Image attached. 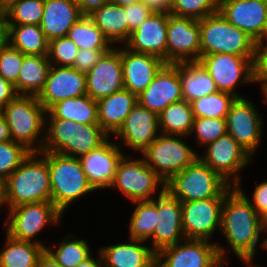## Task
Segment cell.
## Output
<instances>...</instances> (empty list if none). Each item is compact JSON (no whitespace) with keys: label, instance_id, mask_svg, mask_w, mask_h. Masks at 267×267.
Segmentation results:
<instances>
[{"label":"cell","instance_id":"cell-22","mask_svg":"<svg viewBox=\"0 0 267 267\" xmlns=\"http://www.w3.org/2000/svg\"><path fill=\"white\" fill-rule=\"evenodd\" d=\"M183 100L177 64H165L151 84L137 96L138 104L159 115L170 104Z\"/></svg>","mask_w":267,"mask_h":267},{"label":"cell","instance_id":"cell-16","mask_svg":"<svg viewBox=\"0 0 267 267\" xmlns=\"http://www.w3.org/2000/svg\"><path fill=\"white\" fill-rule=\"evenodd\" d=\"M200 58L199 20L169 14L166 64L199 61Z\"/></svg>","mask_w":267,"mask_h":267},{"label":"cell","instance_id":"cell-57","mask_svg":"<svg viewBox=\"0 0 267 267\" xmlns=\"http://www.w3.org/2000/svg\"><path fill=\"white\" fill-rule=\"evenodd\" d=\"M4 210H6L5 180L0 178V215Z\"/></svg>","mask_w":267,"mask_h":267},{"label":"cell","instance_id":"cell-44","mask_svg":"<svg viewBox=\"0 0 267 267\" xmlns=\"http://www.w3.org/2000/svg\"><path fill=\"white\" fill-rule=\"evenodd\" d=\"M79 48L67 36L49 41L48 60L53 66L73 67Z\"/></svg>","mask_w":267,"mask_h":267},{"label":"cell","instance_id":"cell-45","mask_svg":"<svg viewBox=\"0 0 267 267\" xmlns=\"http://www.w3.org/2000/svg\"><path fill=\"white\" fill-rule=\"evenodd\" d=\"M25 55L7 43L0 50V76L12 83L17 91V78Z\"/></svg>","mask_w":267,"mask_h":267},{"label":"cell","instance_id":"cell-48","mask_svg":"<svg viewBox=\"0 0 267 267\" xmlns=\"http://www.w3.org/2000/svg\"><path fill=\"white\" fill-rule=\"evenodd\" d=\"M109 50L110 49H80L73 68L86 74L98 62L103 54Z\"/></svg>","mask_w":267,"mask_h":267},{"label":"cell","instance_id":"cell-55","mask_svg":"<svg viewBox=\"0 0 267 267\" xmlns=\"http://www.w3.org/2000/svg\"><path fill=\"white\" fill-rule=\"evenodd\" d=\"M11 135H10V130L7 125V122L5 120V117L2 114H0V142H8L11 141Z\"/></svg>","mask_w":267,"mask_h":267},{"label":"cell","instance_id":"cell-9","mask_svg":"<svg viewBox=\"0 0 267 267\" xmlns=\"http://www.w3.org/2000/svg\"><path fill=\"white\" fill-rule=\"evenodd\" d=\"M111 189L128 199L129 203L151 201L165 190V182L146 164L141 154L135 157L124 153L109 191Z\"/></svg>","mask_w":267,"mask_h":267},{"label":"cell","instance_id":"cell-54","mask_svg":"<svg viewBox=\"0 0 267 267\" xmlns=\"http://www.w3.org/2000/svg\"><path fill=\"white\" fill-rule=\"evenodd\" d=\"M37 267H62L59 265L54 258L45 250L40 256Z\"/></svg>","mask_w":267,"mask_h":267},{"label":"cell","instance_id":"cell-50","mask_svg":"<svg viewBox=\"0 0 267 267\" xmlns=\"http://www.w3.org/2000/svg\"><path fill=\"white\" fill-rule=\"evenodd\" d=\"M17 96L18 93L15 89V86L0 76V105L2 107L6 106Z\"/></svg>","mask_w":267,"mask_h":267},{"label":"cell","instance_id":"cell-59","mask_svg":"<svg viewBox=\"0 0 267 267\" xmlns=\"http://www.w3.org/2000/svg\"><path fill=\"white\" fill-rule=\"evenodd\" d=\"M258 89L260 91L259 94L261 93L262 95L261 99L263 98V100H261L262 104L267 106V86L258 87Z\"/></svg>","mask_w":267,"mask_h":267},{"label":"cell","instance_id":"cell-30","mask_svg":"<svg viewBox=\"0 0 267 267\" xmlns=\"http://www.w3.org/2000/svg\"><path fill=\"white\" fill-rule=\"evenodd\" d=\"M183 100L192 101L218 91L214 80L200 61L177 63Z\"/></svg>","mask_w":267,"mask_h":267},{"label":"cell","instance_id":"cell-46","mask_svg":"<svg viewBox=\"0 0 267 267\" xmlns=\"http://www.w3.org/2000/svg\"><path fill=\"white\" fill-rule=\"evenodd\" d=\"M254 182L257 184L254 190H252V194L249 193L250 195L247 193L245 186H243V182H240L236 188L251 203L252 207L261 217L267 213V179L264 178V180H261V182L259 181V183L256 180Z\"/></svg>","mask_w":267,"mask_h":267},{"label":"cell","instance_id":"cell-35","mask_svg":"<svg viewBox=\"0 0 267 267\" xmlns=\"http://www.w3.org/2000/svg\"><path fill=\"white\" fill-rule=\"evenodd\" d=\"M8 43L24 55H48L49 41L40 25H8Z\"/></svg>","mask_w":267,"mask_h":267},{"label":"cell","instance_id":"cell-32","mask_svg":"<svg viewBox=\"0 0 267 267\" xmlns=\"http://www.w3.org/2000/svg\"><path fill=\"white\" fill-rule=\"evenodd\" d=\"M50 67L47 56L25 55L17 78L18 95L38 96L47 80Z\"/></svg>","mask_w":267,"mask_h":267},{"label":"cell","instance_id":"cell-10","mask_svg":"<svg viewBox=\"0 0 267 267\" xmlns=\"http://www.w3.org/2000/svg\"><path fill=\"white\" fill-rule=\"evenodd\" d=\"M187 141L191 140L185 136L160 133L141 155L146 164L167 183L199 157L196 148Z\"/></svg>","mask_w":267,"mask_h":267},{"label":"cell","instance_id":"cell-53","mask_svg":"<svg viewBox=\"0 0 267 267\" xmlns=\"http://www.w3.org/2000/svg\"><path fill=\"white\" fill-rule=\"evenodd\" d=\"M76 267H104L101 253L97 249L95 253L93 252L87 259H85L82 263H79Z\"/></svg>","mask_w":267,"mask_h":267},{"label":"cell","instance_id":"cell-25","mask_svg":"<svg viewBox=\"0 0 267 267\" xmlns=\"http://www.w3.org/2000/svg\"><path fill=\"white\" fill-rule=\"evenodd\" d=\"M168 17L169 14L152 12L131 32L124 46L133 52L153 55L166 62Z\"/></svg>","mask_w":267,"mask_h":267},{"label":"cell","instance_id":"cell-49","mask_svg":"<svg viewBox=\"0 0 267 267\" xmlns=\"http://www.w3.org/2000/svg\"><path fill=\"white\" fill-rule=\"evenodd\" d=\"M255 83L258 87L267 86V46H257L255 60Z\"/></svg>","mask_w":267,"mask_h":267},{"label":"cell","instance_id":"cell-63","mask_svg":"<svg viewBox=\"0 0 267 267\" xmlns=\"http://www.w3.org/2000/svg\"><path fill=\"white\" fill-rule=\"evenodd\" d=\"M255 261V262H254ZM241 267H264L257 263L256 259H254L252 262L244 264V266ZM266 267V266H265Z\"/></svg>","mask_w":267,"mask_h":267},{"label":"cell","instance_id":"cell-21","mask_svg":"<svg viewBox=\"0 0 267 267\" xmlns=\"http://www.w3.org/2000/svg\"><path fill=\"white\" fill-rule=\"evenodd\" d=\"M224 18L259 42L267 30V4L262 0H219Z\"/></svg>","mask_w":267,"mask_h":267},{"label":"cell","instance_id":"cell-17","mask_svg":"<svg viewBox=\"0 0 267 267\" xmlns=\"http://www.w3.org/2000/svg\"><path fill=\"white\" fill-rule=\"evenodd\" d=\"M158 115L137 104L112 137L127 154H141L160 134Z\"/></svg>","mask_w":267,"mask_h":267},{"label":"cell","instance_id":"cell-2","mask_svg":"<svg viewBox=\"0 0 267 267\" xmlns=\"http://www.w3.org/2000/svg\"><path fill=\"white\" fill-rule=\"evenodd\" d=\"M6 209L34 202H51L48 152H30L5 180Z\"/></svg>","mask_w":267,"mask_h":267},{"label":"cell","instance_id":"cell-66","mask_svg":"<svg viewBox=\"0 0 267 267\" xmlns=\"http://www.w3.org/2000/svg\"><path fill=\"white\" fill-rule=\"evenodd\" d=\"M3 107L0 105V114H2Z\"/></svg>","mask_w":267,"mask_h":267},{"label":"cell","instance_id":"cell-38","mask_svg":"<svg viewBox=\"0 0 267 267\" xmlns=\"http://www.w3.org/2000/svg\"><path fill=\"white\" fill-rule=\"evenodd\" d=\"M69 37L80 49H111L113 46L88 15H83L69 29Z\"/></svg>","mask_w":267,"mask_h":267},{"label":"cell","instance_id":"cell-40","mask_svg":"<svg viewBox=\"0 0 267 267\" xmlns=\"http://www.w3.org/2000/svg\"><path fill=\"white\" fill-rule=\"evenodd\" d=\"M237 97L233 94L217 91L191 102L195 118H224Z\"/></svg>","mask_w":267,"mask_h":267},{"label":"cell","instance_id":"cell-39","mask_svg":"<svg viewBox=\"0 0 267 267\" xmlns=\"http://www.w3.org/2000/svg\"><path fill=\"white\" fill-rule=\"evenodd\" d=\"M44 0H11L5 5L7 25H40Z\"/></svg>","mask_w":267,"mask_h":267},{"label":"cell","instance_id":"cell-26","mask_svg":"<svg viewBox=\"0 0 267 267\" xmlns=\"http://www.w3.org/2000/svg\"><path fill=\"white\" fill-rule=\"evenodd\" d=\"M127 239L98 246L104 267H156V252L146 241Z\"/></svg>","mask_w":267,"mask_h":267},{"label":"cell","instance_id":"cell-12","mask_svg":"<svg viewBox=\"0 0 267 267\" xmlns=\"http://www.w3.org/2000/svg\"><path fill=\"white\" fill-rule=\"evenodd\" d=\"M255 60L256 57L218 53L203 55L199 61L209 72L218 91L242 98L248 95L241 92V87L256 85Z\"/></svg>","mask_w":267,"mask_h":267},{"label":"cell","instance_id":"cell-28","mask_svg":"<svg viewBox=\"0 0 267 267\" xmlns=\"http://www.w3.org/2000/svg\"><path fill=\"white\" fill-rule=\"evenodd\" d=\"M137 104V95L127 89L99 99L97 101L98 125L113 137Z\"/></svg>","mask_w":267,"mask_h":267},{"label":"cell","instance_id":"cell-15","mask_svg":"<svg viewBox=\"0 0 267 267\" xmlns=\"http://www.w3.org/2000/svg\"><path fill=\"white\" fill-rule=\"evenodd\" d=\"M223 201L224 198H211L181 202L185 239L216 242L214 238L218 236L221 229Z\"/></svg>","mask_w":267,"mask_h":267},{"label":"cell","instance_id":"cell-4","mask_svg":"<svg viewBox=\"0 0 267 267\" xmlns=\"http://www.w3.org/2000/svg\"><path fill=\"white\" fill-rule=\"evenodd\" d=\"M4 214L6 217L1 227L7 235L17 240L39 244L45 249L49 239L45 237L42 240L40 236L43 237L46 229L61 227L65 217L52 202L22 204L6 209Z\"/></svg>","mask_w":267,"mask_h":267},{"label":"cell","instance_id":"cell-8","mask_svg":"<svg viewBox=\"0 0 267 267\" xmlns=\"http://www.w3.org/2000/svg\"><path fill=\"white\" fill-rule=\"evenodd\" d=\"M199 27L201 57L218 53L256 57L257 42L220 12L200 19Z\"/></svg>","mask_w":267,"mask_h":267},{"label":"cell","instance_id":"cell-11","mask_svg":"<svg viewBox=\"0 0 267 267\" xmlns=\"http://www.w3.org/2000/svg\"><path fill=\"white\" fill-rule=\"evenodd\" d=\"M250 97L235 99L226 116V126L227 133L255 159L265 141L266 114Z\"/></svg>","mask_w":267,"mask_h":267},{"label":"cell","instance_id":"cell-64","mask_svg":"<svg viewBox=\"0 0 267 267\" xmlns=\"http://www.w3.org/2000/svg\"><path fill=\"white\" fill-rule=\"evenodd\" d=\"M4 8L5 6L0 1V19L4 16Z\"/></svg>","mask_w":267,"mask_h":267},{"label":"cell","instance_id":"cell-18","mask_svg":"<svg viewBox=\"0 0 267 267\" xmlns=\"http://www.w3.org/2000/svg\"><path fill=\"white\" fill-rule=\"evenodd\" d=\"M123 154L117 142L110 137L98 148L78 158L89 184L96 192L104 193L102 191L109 190L112 186L118 162Z\"/></svg>","mask_w":267,"mask_h":267},{"label":"cell","instance_id":"cell-52","mask_svg":"<svg viewBox=\"0 0 267 267\" xmlns=\"http://www.w3.org/2000/svg\"><path fill=\"white\" fill-rule=\"evenodd\" d=\"M83 15L90 14L93 10L100 8L103 4L109 3V0H75Z\"/></svg>","mask_w":267,"mask_h":267},{"label":"cell","instance_id":"cell-5","mask_svg":"<svg viewBox=\"0 0 267 267\" xmlns=\"http://www.w3.org/2000/svg\"><path fill=\"white\" fill-rule=\"evenodd\" d=\"M48 168L51 202L64 215L86 195L98 193L89 184L78 158L48 152Z\"/></svg>","mask_w":267,"mask_h":267},{"label":"cell","instance_id":"cell-1","mask_svg":"<svg viewBox=\"0 0 267 267\" xmlns=\"http://www.w3.org/2000/svg\"><path fill=\"white\" fill-rule=\"evenodd\" d=\"M219 234L226 246L219 240H216V246L220 258L227 265L231 254L242 265L257 258L262 243L261 217L236 187L225 195Z\"/></svg>","mask_w":267,"mask_h":267},{"label":"cell","instance_id":"cell-3","mask_svg":"<svg viewBox=\"0 0 267 267\" xmlns=\"http://www.w3.org/2000/svg\"><path fill=\"white\" fill-rule=\"evenodd\" d=\"M109 138L99 125H81L65 119H46L42 152L79 158L98 148Z\"/></svg>","mask_w":267,"mask_h":267},{"label":"cell","instance_id":"cell-33","mask_svg":"<svg viewBox=\"0 0 267 267\" xmlns=\"http://www.w3.org/2000/svg\"><path fill=\"white\" fill-rule=\"evenodd\" d=\"M0 248V267H37L45 248L39 244L17 240L4 232Z\"/></svg>","mask_w":267,"mask_h":267},{"label":"cell","instance_id":"cell-14","mask_svg":"<svg viewBox=\"0 0 267 267\" xmlns=\"http://www.w3.org/2000/svg\"><path fill=\"white\" fill-rule=\"evenodd\" d=\"M219 256L216 242L184 239L156 253V267H227Z\"/></svg>","mask_w":267,"mask_h":267},{"label":"cell","instance_id":"cell-24","mask_svg":"<svg viewBox=\"0 0 267 267\" xmlns=\"http://www.w3.org/2000/svg\"><path fill=\"white\" fill-rule=\"evenodd\" d=\"M121 64L124 89L138 96L151 84L166 62L153 55L133 52L121 45Z\"/></svg>","mask_w":267,"mask_h":267},{"label":"cell","instance_id":"cell-60","mask_svg":"<svg viewBox=\"0 0 267 267\" xmlns=\"http://www.w3.org/2000/svg\"><path fill=\"white\" fill-rule=\"evenodd\" d=\"M261 250L267 251V231L262 233V243H261Z\"/></svg>","mask_w":267,"mask_h":267},{"label":"cell","instance_id":"cell-43","mask_svg":"<svg viewBox=\"0 0 267 267\" xmlns=\"http://www.w3.org/2000/svg\"><path fill=\"white\" fill-rule=\"evenodd\" d=\"M30 152L18 142H0V178L6 180Z\"/></svg>","mask_w":267,"mask_h":267},{"label":"cell","instance_id":"cell-58","mask_svg":"<svg viewBox=\"0 0 267 267\" xmlns=\"http://www.w3.org/2000/svg\"><path fill=\"white\" fill-rule=\"evenodd\" d=\"M140 0H109V3L124 7L127 5L134 4Z\"/></svg>","mask_w":267,"mask_h":267},{"label":"cell","instance_id":"cell-41","mask_svg":"<svg viewBox=\"0 0 267 267\" xmlns=\"http://www.w3.org/2000/svg\"><path fill=\"white\" fill-rule=\"evenodd\" d=\"M226 133L227 126L224 118H195L188 138H191V141L195 140L193 145L194 148L197 147L196 151L199 153L201 149Z\"/></svg>","mask_w":267,"mask_h":267},{"label":"cell","instance_id":"cell-7","mask_svg":"<svg viewBox=\"0 0 267 267\" xmlns=\"http://www.w3.org/2000/svg\"><path fill=\"white\" fill-rule=\"evenodd\" d=\"M232 188L199 157L165 183V189L180 202L225 198Z\"/></svg>","mask_w":267,"mask_h":267},{"label":"cell","instance_id":"cell-23","mask_svg":"<svg viewBox=\"0 0 267 267\" xmlns=\"http://www.w3.org/2000/svg\"><path fill=\"white\" fill-rule=\"evenodd\" d=\"M87 94L86 75L73 67L51 65L43 89L37 96L48 110L55 103Z\"/></svg>","mask_w":267,"mask_h":267},{"label":"cell","instance_id":"cell-34","mask_svg":"<svg viewBox=\"0 0 267 267\" xmlns=\"http://www.w3.org/2000/svg\"><path fill=\"white\" fill-rule=\"evenodd\" d=\"M64 235L61 241L48 243L45 250L62 267H76L93 253L92 244L72 231Z\"/></svg>","mask_w":267,"mask_h":267},{"label":"cell","instance_id":"cell-36","mask_svg":"<svg viewBox=\"0 0 267 267\" xmlns=\"http://www.w3.org/2000/svg\"><path fill=\"white\" fill-rule=\"evenodd\" d=\"M132 210L128 222L126 238L147 241L157 224V196L151 201H133L129 203Z\"/></svg>","mask_w":267,"mask_h":267},{"label":"cell","instance_id":"cell-6","mask_svg":"<svg viewBox=\"0 0 267 267\" xmlns=\"http://www.w3.org/2000/svg\"><path fill=\"white\" fill-rule=\"evenodd\" d=\"M2 113L12 141L24 145L31 152H42L47 110L37 96L18 95L3 107Z\"/></svg>","mask_w":267,"mask_h":267},{"label":"cell","instance_id":"cell-65","mask_svg":"<svg viewBox=\"0 0 267 267\" xmlns=\"http://www.w3.org/2000/svg\"><path fill=\"white\" fill-rule=\"evenodd\" d=\"M1 3L5 6L6 4H8L11 0H0Z\"/></svg>","mask_w":267,"mask_h":267},{"label":"cell","instance_id":"cell-47","mask_svg":"<svg viewBox=\"0 0 267 267\" xmlns=\"http://www.w3.org/2000/svg\"><path fill=\"white\" fill-rule=\"evenodd\" d=\"M126 19L128 21V39L131 32L136 30L152 13V11L142 2L124 6Z\"/></svg>","mask_w":267,"mask_h":267},{"label":"cell","instance_id":"cell-31","mask_svg":"<svg viewBox=\"0 0 267 267\" xmlns=\"http://www.w3.org/2000/svg\"><path fill=\"white\" fill-rule=\"evenodd\" d=\"M46 119H65L81 125H98L97 101L87 94L61 100L47 110Z\"/></svg>","mask_w":267,"mask_h":267},{"label":"cell","instance_id":"cell-19","mask_svg":"<svg viewBox=\"0 0 267 267\" xmlns=\"http://www.w3.org/2000/svg\"><path fill=\"white\" fill-rule=\"evenodd\" d=\"M184 239L181 202L165 189L157 196V224L146 242L157 253Z\"/></svg>","mask_w":267,"mask_h":267},{"label":"cell","instance_id":"cell-51","mask_svg":"<svg viewBox=\"0 0 267 267\" xmlns=\"http://www.w3.org/2000/svg\"><path fill=\"white\" fill-rule=\"evenodd\" d=\"M154 13L170 14L171 0H140Z\"/></svg>","mask_w":267,"mask_h":267},{"label":"cell","instance_id":"cell-61","mask_svg":"<svg viewBox=\"0 0 267 267\" xmlns=\"http://www.w3.org/2000/svg\"><path fill=\"white\" fill-rule=\"evenodd\" d=\"M267 231V213L261 216V232Z\"/></svg>","mask_w":267,"mask_h":267},{"label":"cell","instance_id":"cell-62","mask_svg":"<svg viewBox=\"0 0 267 267\" xmlns=\"http://www.w3.org/2000/svg\"><path fill=\"white\" fill-rule=\"evenodd\" d=\"M257 46H267V30L264 37L259 42H257Z\"/></svg>","mask_w":267,"mask_h":267},{"label":"cell","instance_id":"cell-29","mask_svg":"<svg viewBox=\"0 0 267 267\" xmlns=\"http://www.w3.org/2000/svg\"><path fill=\"white\" fill-rule=\"evenodd\" d=\"M113 47L128 41V21L124 7L106 3L88 14Z\"/></svg>","mask_w":267,"mask_h":267},{"label":"cell","instance_id":"cell-37","mask_svg":"<svg viewBox=\"0 0 267 267\" xmlns=\"http://www.w3.org/2000/svg\"><path fill=\"white\" fill-rule=\"evenodd\" d=\"M191 103L182 100L170 104L159 115V129L162 134L188 137L194 122Z\"/></svg>","mask_w":267,"mask_h":267},{"label":"cell","instance_id":"cell-20","mask_svg":"<svg viewBox=\"0 0 267 267\" xmlns=\"http://www.w3.org/2000/svg\"><path fill=\"white\" fill-rule=\"evenodd\" d=\"M86 75V89L95 101L124 89L121 46L104 53Z\"/></svg>","mask_w":267,"mask_h":267},{"label":"cell","instance_id":"cell-56","mask_svg":"<svg viewBox=\"0 0 267 267\" xmlns=\"http://www.w3.org/2000/svg\"><path fill=\"white\" fill-rule=\"evenodd\" d=\"M8 43V25L5 15L0 19V50Z\"/></svg>","mask_w":267,"mask_h":267},{"label":"cell","instance_id":"cell-42","mask_svg":"<svg viewBox=\"0 0 267 267\" xmlns=\"http://www.w3.org/2000/svg\"><path fill=\"white\" fill-rule=\"evenodd\" d=\"M219 12V0H171L170 14L196 20Z\"/></svg>","mask_w":267,"mask_h":267},{"label":"cell","instance_id":"cell-13","mask_svg":"<svg viewBox=\"0 0 267 267\" xmlns=\"http://www.w3.org/2000/svg\"><path fill=\"white\" fill-rule=\"evenodd\" d=\"M202 150L199 158L233 187L244 181L241 172L254 160L228 133Z\"/></svg>","mask_w":267,"mask_h":267},{"label":"cell","instance_id":"cell-27","mask_svg":"<svg viewBox=\"0 0 267 267\" xmlns=\"http://www.w3.org/2000/svg\"><path fill=\"white\" fill-rule=\"evenodd\" d=\"M83 14L75 0H44L40 28L48 41L67 36Z\"/></svg>","mask_w":267,"mask_h":267}]
</instances>
